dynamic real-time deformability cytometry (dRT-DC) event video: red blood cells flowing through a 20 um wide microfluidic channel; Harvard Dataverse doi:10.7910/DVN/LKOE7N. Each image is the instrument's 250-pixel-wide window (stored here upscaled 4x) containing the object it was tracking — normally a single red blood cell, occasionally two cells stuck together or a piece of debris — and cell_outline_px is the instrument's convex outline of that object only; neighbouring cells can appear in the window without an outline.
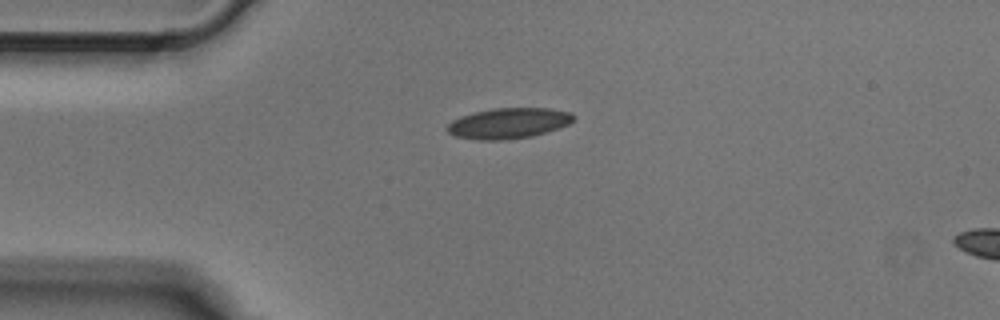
{"species": "Egyptian fruit bat (a non-hibernating species)", "species_latin": "Rousettus aegyptiacus", "temperature_condition": "cold", "stored_images_in_passage": 2, "camera_frame_rate_fps": 3000, "um_per_image_px": 0.085, "animal": {"sex": "male"}, "frame": {"image": 1, "passage_image": 1, "time_ms": 0.0, "image_size_px": [1000, 320], "cell_outline_px": [[576, 116], [568, 124], [532, 136], [500, 140], [480, 140], [456, 136], [448, 132], [444, 128], [452, 120], [460, 116], [492, 108], [548, 108], [568, 112]], "centroid_in_image_um": [43.17, 10.47], "position_along_channel_um": 41.8, "area_um2": 22.25}}